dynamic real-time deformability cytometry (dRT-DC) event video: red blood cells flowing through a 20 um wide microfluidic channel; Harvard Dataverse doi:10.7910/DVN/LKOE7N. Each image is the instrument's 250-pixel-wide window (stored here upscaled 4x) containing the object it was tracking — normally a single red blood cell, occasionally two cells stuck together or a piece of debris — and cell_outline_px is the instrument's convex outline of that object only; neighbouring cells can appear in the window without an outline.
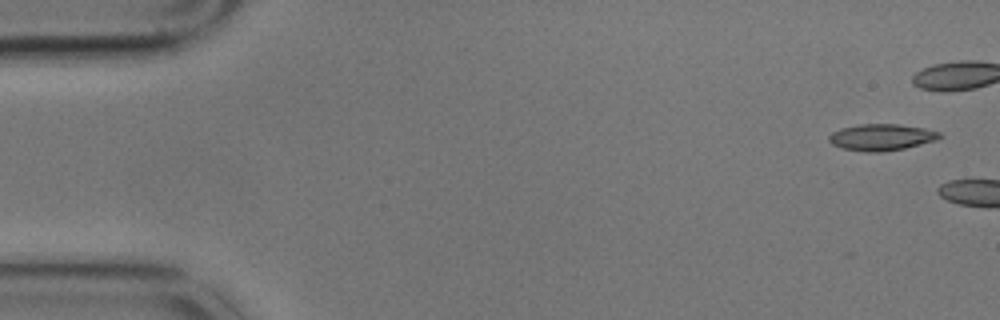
{"species": "common noctule bat (a hibernating species)", "species_latin": "Nyctalus noctula", "temperature_condition": "cold", "stored_images_in_passage": 2, "camera_frame_rate_fps": 3000, "um_per_image_px": 0.085, "animal": {"sex": "male", "body_mass_g": 17.9}, "frame": {"image": 1, "passage_image": 1, "time_ms": 0.0, "image_size_px": [1000, 320], "cell_outline_px": [[944, 136], [936, 140], [904, 148], [884, 152], [864, 152], [840, 148], [832, 144], [828, 140], [828, 136], [832, 132], [840, 128], [860, 124], [896, 124], [924, 128], [940, 132]], "centroid_in_image_um": [74.9, 11.67], "position_along_channel_um": 10.1, "area_um2": 17.22}}